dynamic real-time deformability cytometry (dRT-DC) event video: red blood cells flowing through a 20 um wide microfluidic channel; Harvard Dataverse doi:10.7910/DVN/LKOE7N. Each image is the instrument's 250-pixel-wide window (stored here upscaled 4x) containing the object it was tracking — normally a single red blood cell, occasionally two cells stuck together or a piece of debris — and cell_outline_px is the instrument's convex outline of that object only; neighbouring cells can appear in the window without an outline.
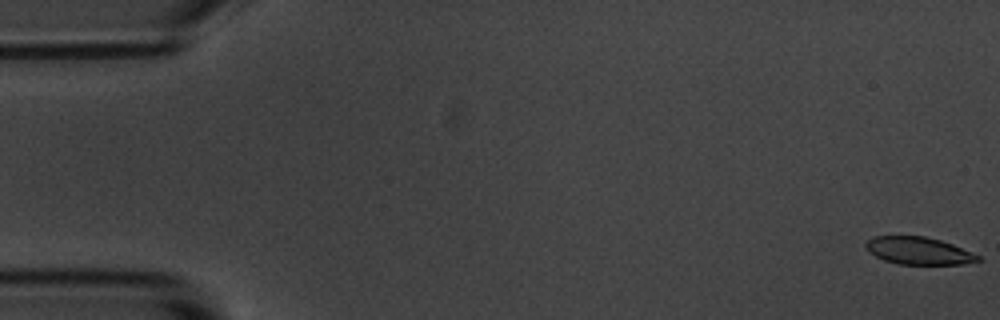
{"species": "common noctule bat (a hibernating species)", "species_latin": "Nyctalus noctula", "temperature_condition": "room temperature", "stored_images_in_passage": 56, "camera_frame_rate_fps": 3000, "um_per_image_px": 0.085, "animal": {"sex": "male", "body_mass_g": 20.1, "forearm_length_mm": 53.5}, "frame": {"image": 1, "passage_image": 1, "time_ms": 0.0, "image_size_px": [1000, 320], "cell_outline_px": [[980, 260], [964, 264], [900, 264], [884, 260], [868, 252], [864, 244], [872, 236], [924, 236], [940, 240], [952, 244], [980, 256]], "centroid_in_image_um": [78.04, 21.31], "position_along_channel_um": 7.0, "area_um2": 17.8}}
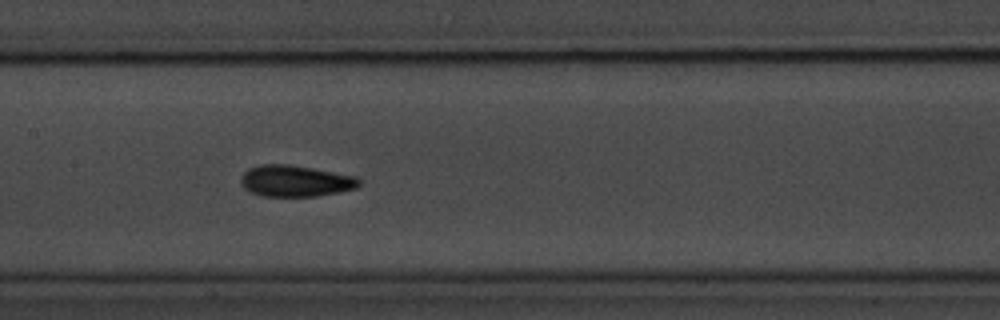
{"frame": {"image": 2, "passage_image": 27, "time_ms": 8.667, "image_size_px": [1000, 320], "cell_outline_px": [[360, 184], [356, 188], [340, 192], [316, 196], [260, 196], [244, 188], [240, 180], [240, 176], [248, 168], [260, 164], [288, 164], [312, 168], [356, 176], [360, 180]], "centroid_in_image_um": [25.09, 15.38], "position_along_channel_um": 182.3, "area_um2": 21.68}}
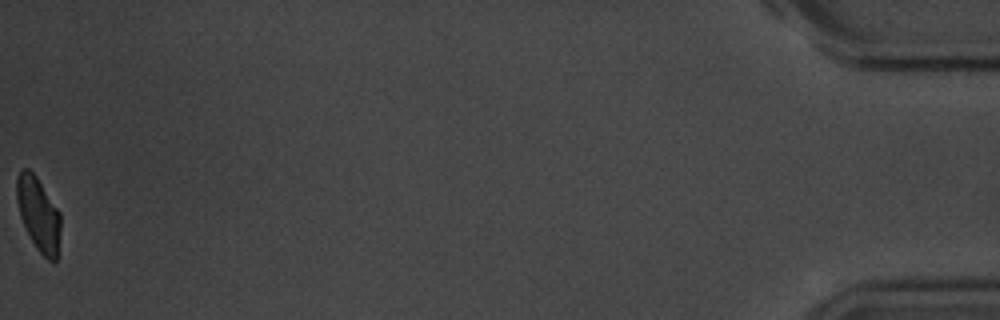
{"frame": {"image": 3, "passage_image": 56, "time_ms": 18.333, "image_size_px": [1000, 320], "cell_outline_px": [[60, 228], [56, 260], [48, 260], [36, 248], [20, 216], [16, 200], [16, 176], [20, 168], [28, 168], [36, 176], [60, 212]], "centroid_in_image_um": [3.24, 18.13], "position_along_channel_um": 432.0, "area_um2": 18.67}, "authors_computed_cell_mechanics": {"area_um2": 20.4034, "velocity_mm_per_s": 3.6174, "shape_relaxation_time_tau1_ms": 2.893, "shape_relaxation_time_tau2_ms": 1.776, "deformation_change_tau1": 0.1061, "deformation_change_tau2": 0.0728}}